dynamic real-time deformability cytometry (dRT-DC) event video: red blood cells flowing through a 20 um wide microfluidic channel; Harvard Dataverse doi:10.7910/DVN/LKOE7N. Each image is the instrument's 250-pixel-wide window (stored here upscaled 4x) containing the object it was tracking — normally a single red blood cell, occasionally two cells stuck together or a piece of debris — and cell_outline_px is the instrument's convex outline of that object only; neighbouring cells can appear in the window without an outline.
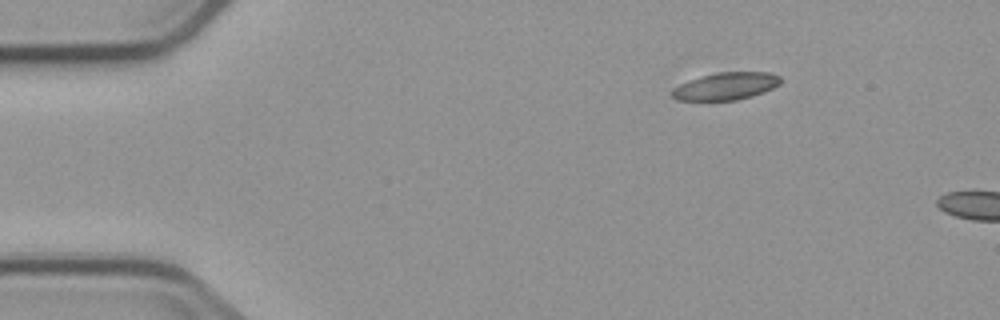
{"species": "common noctule bat (a hibernating species)", "species_latin": "Nyctalus noctula", "temperature_condition": "cold", "stored_images_in_passage": 2, "camera_frame_rate_fps": 3000, "um_per_image_px": 0.085, "animal": {"sex": "male", "body_mass_g": 23.1, "forearm_length_mm": 52.7}, "frame": {"image": 1, "passage_image": 1, "time_ms": 0.0, "image_size_px": [1000, 320], "cell_outline_px": [[780, 84], [764, 92], [752, 96], [736, 100], [676, 100], [668, 96], [668, 92], [672, 88], [680, 84], [716, 72], [772, 72], [780, 76]], "centroid_in_image_um": [61.67, 7.33], "position_along_channel_um": 23.3, "area_um2": 17.4}}